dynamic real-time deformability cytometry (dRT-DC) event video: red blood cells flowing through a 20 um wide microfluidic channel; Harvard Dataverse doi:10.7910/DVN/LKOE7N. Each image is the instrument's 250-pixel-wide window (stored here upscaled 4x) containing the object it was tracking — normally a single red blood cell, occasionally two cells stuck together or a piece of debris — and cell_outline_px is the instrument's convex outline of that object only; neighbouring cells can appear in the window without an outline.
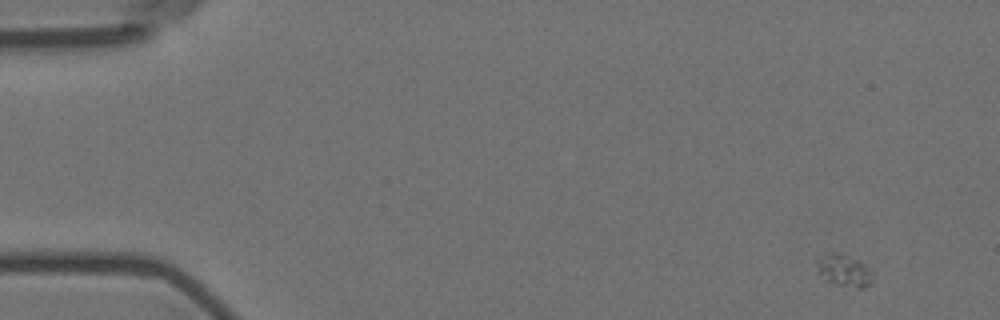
{"species": "Egyptian fruit bat (a non-hibernating species)", "species_latin": "Rousettus aegyptiacus", "temperature_condition": "room temperature", "stored_images_in_passage": 5, "camera_frame_rate_fps": 3000, "um_per_image_px": 0.085, "animal": {"sex": "female"}, "frame": {"image": 1, "passage_image": 1, "time_ms": 0.0, "image_size_px": [1000, 320], "cell_outline_px": [[872, 284], [860, 288], [856, 288], [836, 284], [828, 280], [820, 272], [816, 264], [816, 260], [820, 256], [836, 252], [860, 260], [868, 268], [872, 280]], "centroid_in_image_um": [71.76, 22.98], "position_along_channel_um": 13.2, "area_um2": 10.06}}